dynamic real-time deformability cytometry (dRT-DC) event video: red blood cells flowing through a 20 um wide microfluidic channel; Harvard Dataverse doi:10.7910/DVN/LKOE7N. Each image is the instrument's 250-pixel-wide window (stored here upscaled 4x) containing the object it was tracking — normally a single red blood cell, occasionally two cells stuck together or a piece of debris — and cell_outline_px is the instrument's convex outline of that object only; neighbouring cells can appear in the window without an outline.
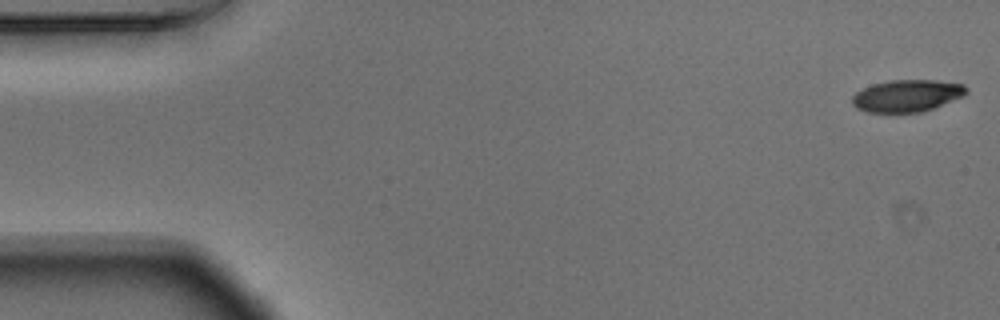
{"species": "Egyptian fruit bat (a non-hibernating species)", "species_latin": "Rousettus aegyptiacus", "temperature_condition": "warm", "stored_images_in_passage": 54, "camera_frame_rate_fps": 3000, "um_per_image_px": 0.085, "animal": {"sex": "male"}, "frame": {"image": 1, "passage_image": 1, "time_ms": 0.0, "image_size_px": [1000, 320], "cell_outline_px": [[968, 92], [964, 96], [932, 108], [920, 112], [868, 112], [856, 108], [852, 104], [852, 96], [856, 92], [872, 84], [888, 80], [936, 80], [964, 84], [968, 88]], "centroid_in_image_um": [77.1, 8.12], "position_along_channel_um": 7.9, "area_um2": 21.33}}
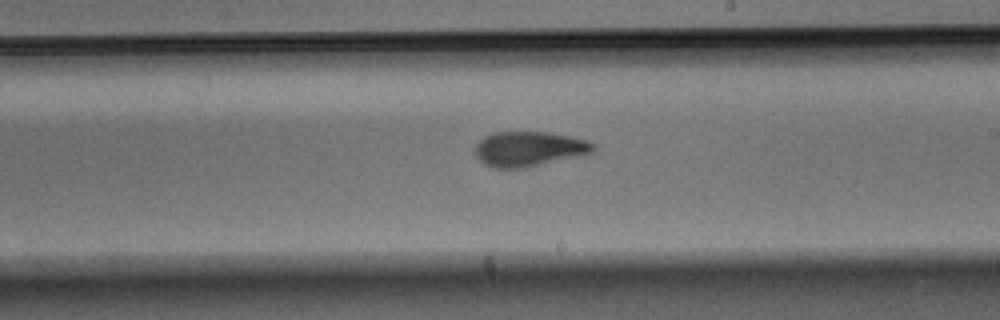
{"frame": {"image": 2, "passage_image": 31, "time_ms": 10.0, "image_size_px": [1000, 320], "cell_outline_px": [[596, 148], [592, 152], [580, 156], [524, 168], [496, 168], [484, 164], [476, 156], [476, 144], [484, 136], [492, 132], [544, 132], [568, 136], [588, 140], [596, 144]], "centroid_in_image_um": [44.98, 12.66], "position_along_channel_um": 244.0, "area_um2": 24.04}}
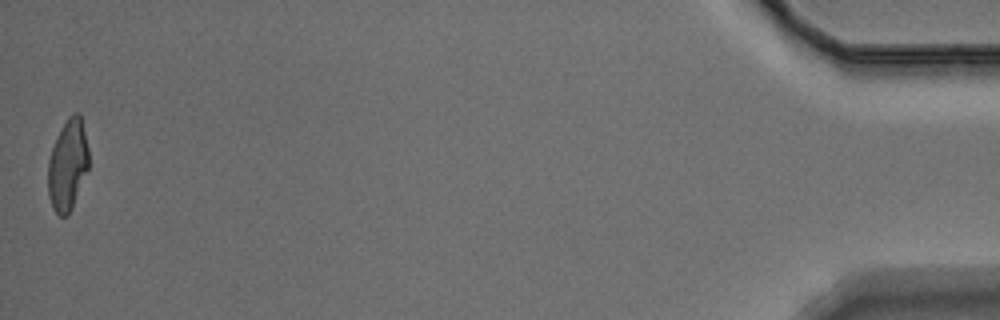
{"frame": {"image": 3, "passage_image": 54, "time_ms": 17.667, "image_size_px": [1000, 320], "cell_outline_px": [[88, 168], [72, 208], [68, 216], [60, 216], [52, 208], [48, 196], [48, 160], [52, 148], [68, 116], [72, 112], [80, 112], [88, 148]], "centroid_in_image_um": [5.75, 14.03], "position_along_channel_um": 429.4, "area_um2": 21.44}, "authors_computed_cell_mechanics": {"area_um2": 23.2356, "velocity_mm_per_s": 3.6845, "shape_relaxation_time_tau1_ms": 4.5999, "shape_relaxation_time_tau2_ms": 2.0861, "deformation_change_tau1": 0.1883, "deformation_change_tau2": 0.093}}